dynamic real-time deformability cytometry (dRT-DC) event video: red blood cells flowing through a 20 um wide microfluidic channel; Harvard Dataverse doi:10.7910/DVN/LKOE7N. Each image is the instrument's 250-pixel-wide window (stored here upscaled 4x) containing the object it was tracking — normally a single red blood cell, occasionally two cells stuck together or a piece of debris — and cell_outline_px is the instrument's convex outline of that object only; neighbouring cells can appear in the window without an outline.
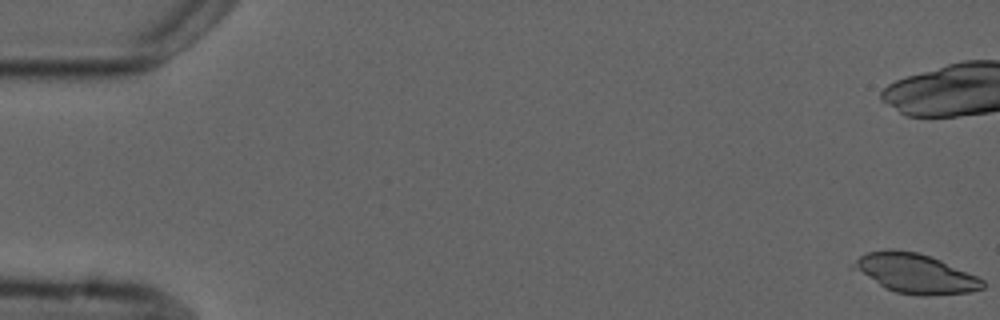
{"species": "common noctule bat (a hibernating species)", "species_latin": "Nyctalus noctula", "temperature_condition": "cold", "stored_images_in_passage": 9, "camera_frame_rate_fps": 3000, "um_per_image_px": 0.085, "animal": {"sex": "male", "forearm_length_mm": 52.5}, "frame": {"image": 1, "passage_image": 1, "time_ms": 0.0, "image_size_px": [1000, 320], "cell_outline_px": [[984, 288], [968, 292], [928, 296], [924, 296], [896, 292], [884, 288], [852, 268], [848, 264], [860, 256], [868, 252], [888, 248], [916, 252], [940, 260], [976, 276], [984, 280]], "centroid_in_image_um": [77.75, 23.24], "position_along_channel_um": 7.3, "area_um2": 29.54}}